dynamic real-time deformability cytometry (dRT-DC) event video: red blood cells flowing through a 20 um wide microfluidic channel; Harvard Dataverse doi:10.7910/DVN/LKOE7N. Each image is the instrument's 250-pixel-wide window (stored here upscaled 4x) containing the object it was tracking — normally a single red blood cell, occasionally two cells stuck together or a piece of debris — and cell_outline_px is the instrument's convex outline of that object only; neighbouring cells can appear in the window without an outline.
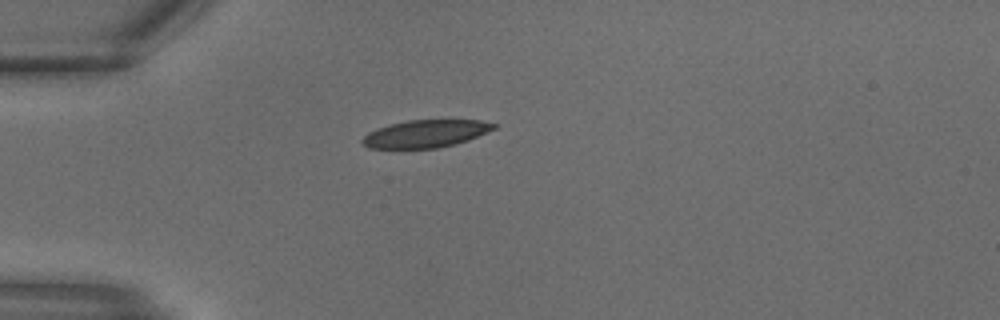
{"species": "common noctule bat (a hibernating species)", "species_latin": "Nyctalus noctula", "temperature_condition": "warm", "stored_images_in_passage": 4, "camera_frame_rate_fps": 3000, "um_per_image_px": 0.085, "animal": {"sex": "male", "body_mass_g": 18.8}, "frame": {"image": 1, "passage_image": 1, "time_ms": 0.0, "image_size_px": [1000, 320], "cell_outline_px": [[496, 128], [468, 140], [456, 144], [436, 148], [368, 148], [360, 140], [368, 132], [392, 124], [408, 120], [480, 120], [496, 124]], "centroid_in_image_um": [36.19, 11.37], "position_along_channel_um": 48.8, "area_um2": 20.87}}
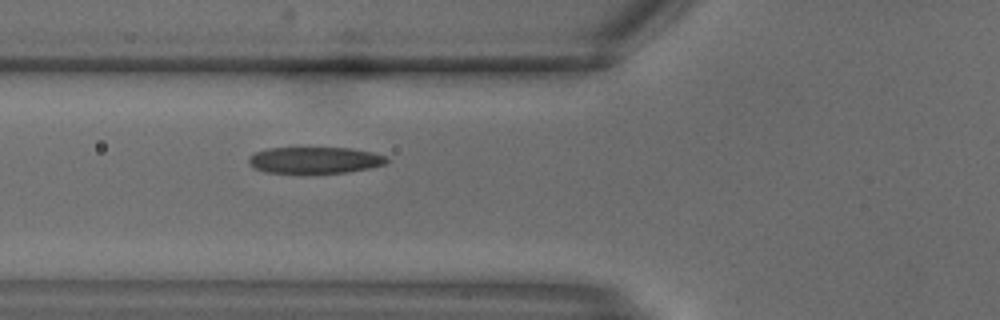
{"frame": {"image": 2, "passage_image": 4, "time_ms": 1.0, "image_size_px": [1000, 320], "cell_outline_px": [[388, 160], [384, 164], [368, 168], [348, 172], [304, 176], [264, 172], [256, 168], [248, 160], [248, 156], [256, 152], [268, 148], [352, 148], [372, 152], [384, 156]], "centroid_in_image_um": [26.71, 13.66], "position_along_channel_um": 99.1, "area_um2": 22.02}}